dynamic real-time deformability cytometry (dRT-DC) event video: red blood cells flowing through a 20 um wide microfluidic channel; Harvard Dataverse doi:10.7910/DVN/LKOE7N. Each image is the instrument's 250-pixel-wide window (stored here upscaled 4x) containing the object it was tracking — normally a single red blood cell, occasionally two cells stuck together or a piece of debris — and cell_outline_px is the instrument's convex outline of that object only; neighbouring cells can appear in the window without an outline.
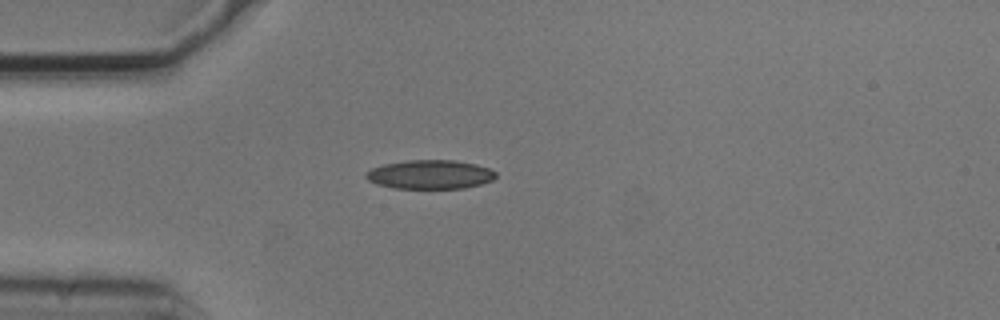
{"species": "common noctule bat (a hibernating species)", "species_latin": "Nyctalus noctula", "temperature_condition": "cold", "stored_images_in_passage": 3, "camera_frame_rate_fps": 3000, "um_per_image_px": 0.085, "animal": {"sex": "male", "body_mass_g": 20.5, "forearm_length_mm": 52.5}, "frame": {"image": 1, "passage_image": 3, "time_ms": 0.667, "image_size_px": [1000, 320], "cell_outline_px": [[496, 176], [492, 180], [480, 184], [464, 188], [392, 188], [376, 184], [368, 180], [364, 176], [364, 172], [372, 168], [384, 164], [408, 160], [456, 160], [476, 164], [488, 168], [496, 172]], "centroid_in_image_um": [36.52, 14.83], "position_along_channel_um": 48.5, "area_um2": 21.96}}